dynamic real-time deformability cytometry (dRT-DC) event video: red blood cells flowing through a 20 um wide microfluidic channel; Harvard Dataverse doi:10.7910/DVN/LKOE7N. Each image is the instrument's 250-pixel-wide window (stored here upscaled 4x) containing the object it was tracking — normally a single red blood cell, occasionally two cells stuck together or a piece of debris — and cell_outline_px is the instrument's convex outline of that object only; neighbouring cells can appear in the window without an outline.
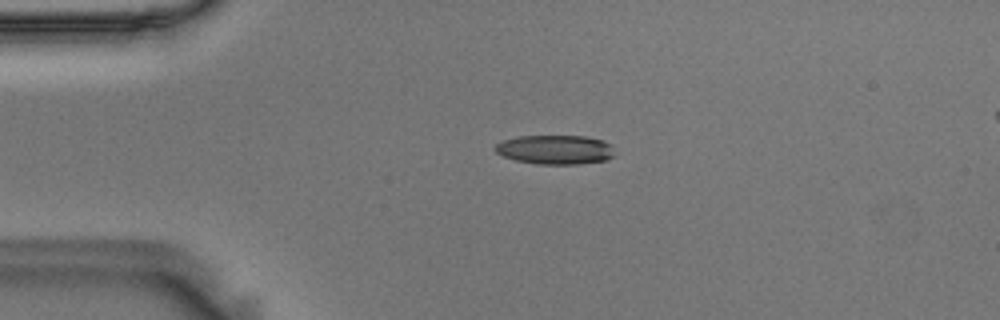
{"species": "Egyptian fruit bat (a non-hibernating species)", "species_latin": "Rousettus aegyptiacus", "temperature_condition": "room temperature", "stored_images_in_passage": 49, "camera_frame_rate_fps": 3000, "um_per_image_px": 0.085, "animal": {"sex": "male"}, "frame": {"image": 1, "passage_image": 13, "time_ms": 4.0, "image_size_px": [1000, 320], "cell_outline_px": [[612, 156], [608, 160], [580, 164], [536, 164], [516, 160], [504, 156], [496, 152], [496, 144], [504, 140], [520, 136], [584, 136], [604, 140], [612, 144]], "centroid_in_image_um": [47.23, 12.72], "position_along_channel_um": 37.8, "area_um2": 20.29}}
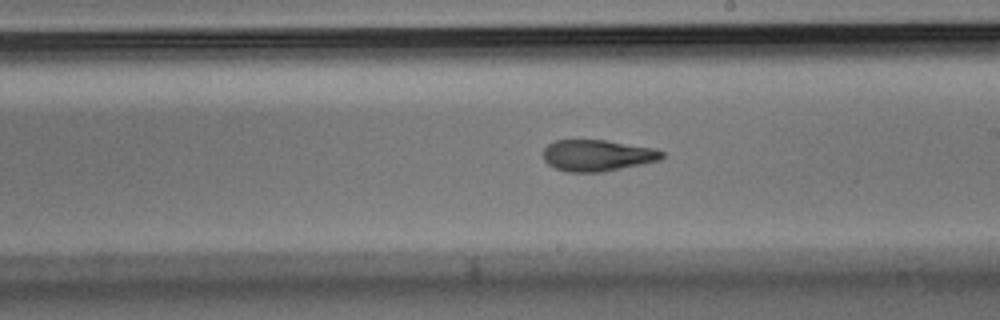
{"frame": {"image": 2, "passage_image": 32, "time_ms": 10.333, "image_size_px": [1000, 320], "cell_outline_px": [[664, 156], [660, 160], [600, 172], [568, 172], [556, 168], [548, 164], [544, 160], [544, 148], [548, 144], [556, 140], [604, 140], [656, 148], [664, 152]], "centroid_in_image_um": [50.78, 13.2], "position_along_channel_um": 238.2, "area_um2": 21.56}}
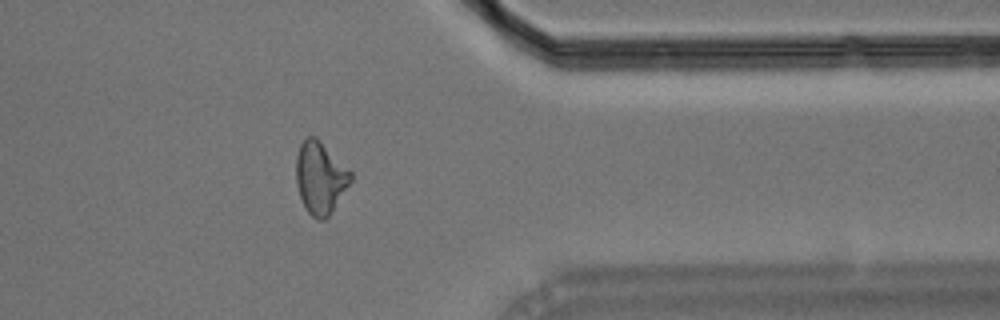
{"frame": {"image": 3, "passage_image": 45, "time_ms": 14.667, "image_size_px": [1000, 320], "cell_outline_px": [[352, 180], [328, 216], [324, 220], [320, 220], [312, 216], [308, 212], [300, 196], [296, 184], [296, 156], [300, 144], [308, 136], [316, 136], [352, 172]], "centroid_in_image_um": [27.21, 15.08], "position_along_channel_um": 384.2, "area_um2": 22.72}, "authors_computed_cell_mechanics": {"area_um2": 21.9062, "velocity_mm_per_s": 3.6443, "shape_relaxation_time_tau1_ms": 9.1931, "shape_relaxation_time_tau2_ms": 3.3172, "deformation_change_tau1": 0.2299, "deformation_change_tau2": 0.1262}}